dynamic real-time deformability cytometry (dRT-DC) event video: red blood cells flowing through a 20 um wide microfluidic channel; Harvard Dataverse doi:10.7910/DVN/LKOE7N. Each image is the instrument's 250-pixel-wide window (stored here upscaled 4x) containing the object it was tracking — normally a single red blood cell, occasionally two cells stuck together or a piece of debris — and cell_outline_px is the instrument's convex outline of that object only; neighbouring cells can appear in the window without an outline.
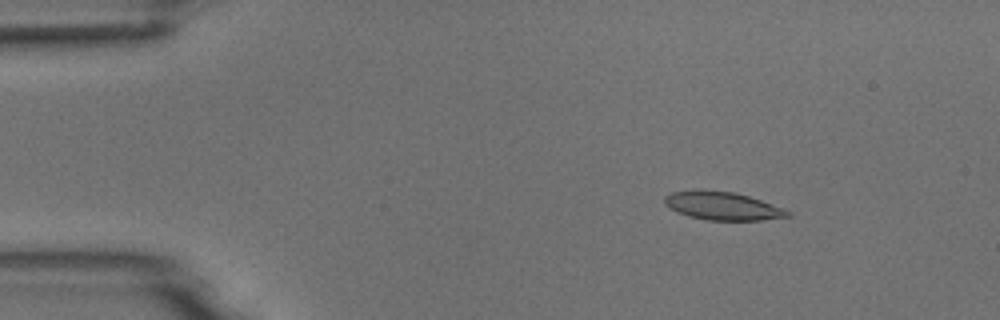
{"species": "common noctule bat (a hibernating species)", "species_latin": "Nyctalus noctula", "temperature_condition": "room temperature", "stored_images_in_passage": 5, "camera_frame_rate_fps": 3000, "um_per_image_px": 0.085, "animal": {"sex": "male", "body_mass_g": 18.8}, "frame": {"image": 1, "passage_image": 3, "time_ms": 2.333, "image_size_px": [1000, 320], "cell_outline_px": [[792, 216], [760, 220], [704, 220], [688, 216], [676, 212], [668, 208], [664, 204], [664, 196], [672, 192], [700, 188], [736, 192], [784, 208], [792, 212]], "centroid_in_image_um": [61.37, 17.49], "position_along_channel_um": 23.6, "area_um2": 20.69}}